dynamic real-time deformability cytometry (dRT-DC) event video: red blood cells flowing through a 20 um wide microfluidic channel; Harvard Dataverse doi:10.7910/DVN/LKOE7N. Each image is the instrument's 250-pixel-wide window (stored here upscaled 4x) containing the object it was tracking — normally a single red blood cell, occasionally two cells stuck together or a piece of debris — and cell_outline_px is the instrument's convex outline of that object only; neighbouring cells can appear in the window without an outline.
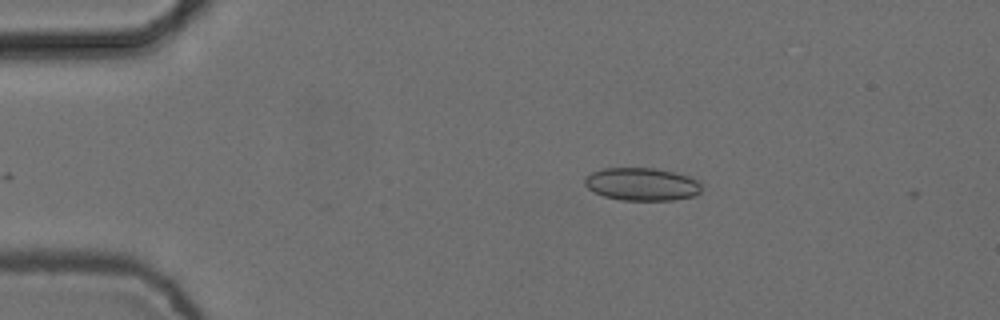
{"species": "common noctule bat (a hibernating species)", "species_latin": "Nyctalus noctula", "temperature_condition": "cold", "stored_images_in_passage": 3, "camera_frame_rate_fps": 3000, "um_per_image_px": 0.085, "animal": {"sex": "female", "body_mass_g": 24.6, "forearm_length_mm": 56.2}, "frame": {"image": 1, "passage_image": 1, "time_ms": 0.0, "image_size_px": [1000, 320], "cell_outline_px": [[704, 184], [700, 192], [692, 196], [672, 200], [620, 200], [604, 196], [592, 192], [584, 184], [584, 176], [592, 172], [604, 168], [656, 168], [688, 176]], "centroid_in_image_um": [54.53, 15.65], "position_along_channel_um": 30.5, "area_um2": 22.48}}